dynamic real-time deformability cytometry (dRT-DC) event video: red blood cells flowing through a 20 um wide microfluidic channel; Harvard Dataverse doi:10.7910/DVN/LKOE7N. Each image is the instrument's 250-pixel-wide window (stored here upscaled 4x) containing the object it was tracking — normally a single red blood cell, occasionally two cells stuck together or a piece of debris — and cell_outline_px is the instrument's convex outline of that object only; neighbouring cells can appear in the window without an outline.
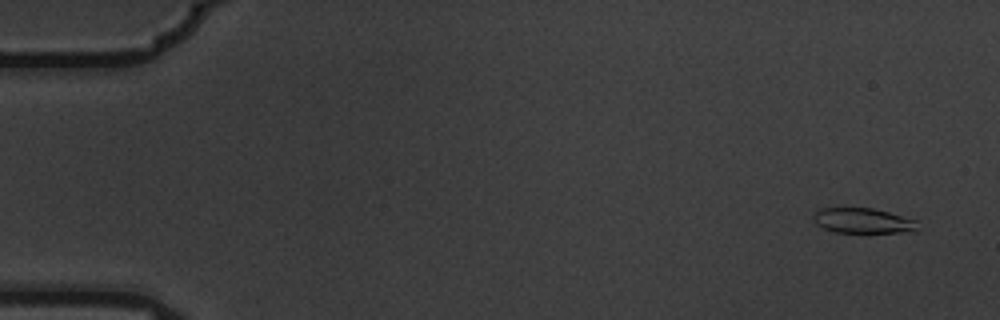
{"species": "common noctule bat (a hibernating species)", "species_latin": "Nyctalus noctula", "temperature_condition": "warm", "stored_images_in_passage": 5, "camera_frame_rate_fps": 3000, "um_per_image_px": 0.085, "animal": {"sex": "male", "body_mass_g": 19.5, "forearm_length_mm": 54.6}, "frame": {"image": 1, "passage_image": 1, "time_ms": 0.0, "image_size_px": [1000, 320], "cell_outline_px": [[920, 228], [916, 232], [836, 232], [824, 228], [816, 224], [812, 220], [812, 216], [820, 208], [872, 208], [888, 212], [916, 220]], "centroid_in_image_um": [73.37, 18.76], "position_along_channel_um": 11.6, "area_um2": 15.32}}